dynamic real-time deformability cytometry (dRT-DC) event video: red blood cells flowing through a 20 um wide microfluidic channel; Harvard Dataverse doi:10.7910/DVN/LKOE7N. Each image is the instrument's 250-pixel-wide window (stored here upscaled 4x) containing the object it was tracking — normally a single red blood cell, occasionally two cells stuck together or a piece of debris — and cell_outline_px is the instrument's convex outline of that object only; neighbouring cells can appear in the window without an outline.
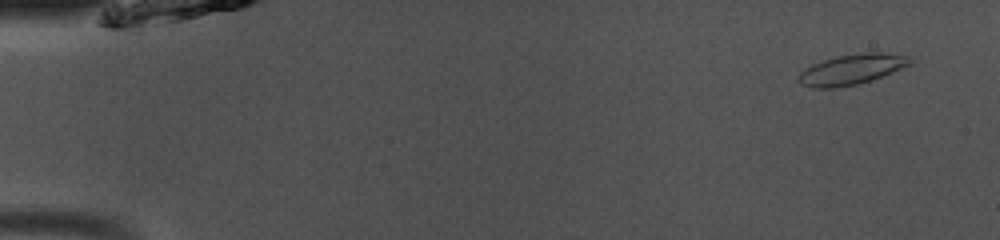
{"species": "common noctule bat (a hibernating species)", "species_latin": "Nyctalus noctula", "temperature_condition": "room temperature", "stored_images_in_passage": 47, "camera_frame_rate_fps": 3000, "um_per_image_px": 0.085, "animal": {"sex": "male", "body_mass_g": 13.0, "forearm_length_mm": 53.1}, "frame": {"image": 1, "passage_image": 1, "time_ms": 0.0, "image_size_px": [1000, 240], "cell_outline_px": [[916, 60], [912, 64], [872, 80], [856, 84], [836, 88], [812, 88], [800, 84], [796, 80], [800, 72], [812, 64], [836, 56], [864, 52], [880, 52], [908, 56]], "centroid_in_image_um": [72.39, 5.9], "position_along_channel_um": 12.6, "area_um2": 19.88}}
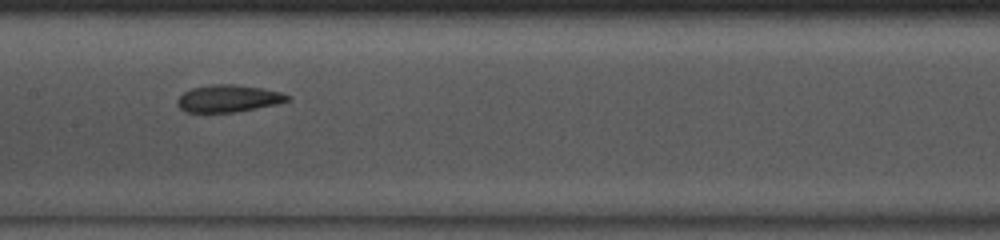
{"frame": {"image": 2, "passage_image": 23, "time_ms": 7.333, "image_size_px": [1000, 240], "cell_outline_px": [[292, 100], [276, 104], [236, 112], [188, 112], [180, 108], [176, 104], [176, 100], [184, 92], [192, 88], [212, 84], [232, 84], [264, 88], [280, 92], [292, 96]], "centroid_in_image_um": [19.44, 8.36], "position_along_channel_um": 188.0, "area_um2": 17.51}}
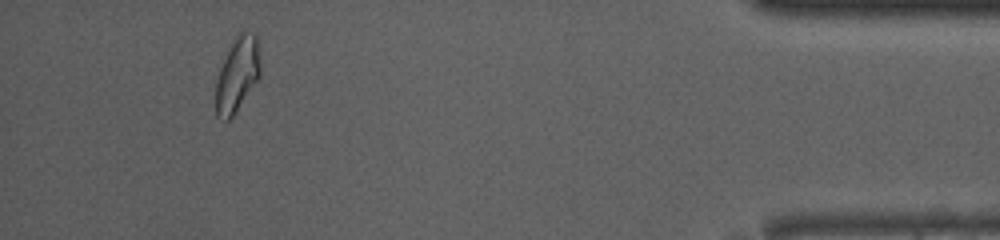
{"frame": {"image": 3, "passage_image": 44, "time_ms": 14.333, "image_size_px": [1000, 240], "cell_outline_px": [[260, 76], [236, 112], [228, 120], [220, 120], [216, 116], [216, 80], [220, 68], [228, 48], [232, 40], [240, 32], [244, 32], [256, 36], [260, 56]], "centroid_in_image_um": [20.16, 6.35], "position_along_channel_um": 415.0, "area_um2": 19.31}, "authors_computed_cell_mechanics": {"area_um2": 18.2648, "velocity_mm_per_s": 4.0662, "shape_relaxation_time_tau1_ms": 3.5215, "shape_relaxation_time_tau2_ms": 3.2333, "deformation_change_tau1": 0.1248, "deformation_change_tau2": 0.0976}}